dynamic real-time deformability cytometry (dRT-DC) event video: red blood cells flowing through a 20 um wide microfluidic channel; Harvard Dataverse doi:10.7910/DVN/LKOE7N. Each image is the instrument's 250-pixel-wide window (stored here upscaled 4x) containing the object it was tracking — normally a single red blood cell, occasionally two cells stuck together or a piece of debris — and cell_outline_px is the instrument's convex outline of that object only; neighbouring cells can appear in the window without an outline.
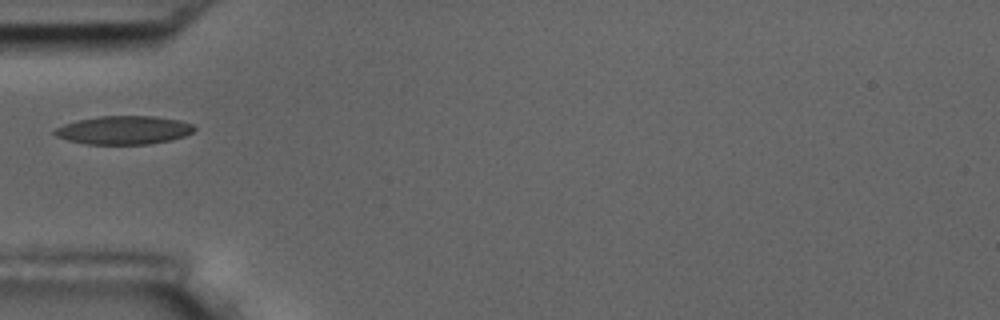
{"species": "common noctule bat (a hibernating species)", "species_latin": "Nyctalus noctula", "temperature_condition": "room temperature", "stored_images_in_passage": 4, "camera_frame_rate_fps": 3000, "um_per_image_px": 0.085, "animal": {"sex": "male", "body_mass_g": 17.5, "forearm_length_mm": 52.3}, "frame": {"image": 1, "passage_image": 1, "time_ms": 0.0, "image_size_px": [1000, 320], "cell_outline_px": [[196, 128], [192, 132], [184, 136], [172, 140], [148, 144], [84, 144], [68, 140], [56, 136], [52, 132], [56, 128], [64, 124], [76, 120], [100, 116], [152, 116], [180, 120], [192, 124]], "centroid_in_image_um": [10.51, 11.06], "position_along_channel_um": 74.5, "area_um2": 23.18}}
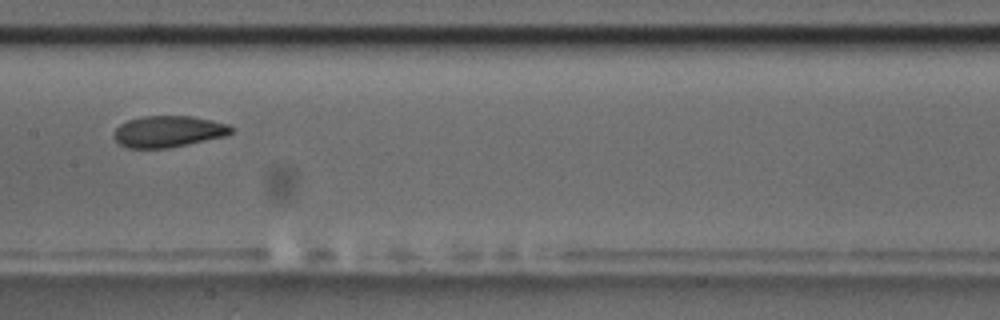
{"frame": {"image": 2, "passage_image": 4, "time_ms": 3.333, "image_size_px": [1000, 320], "cell_outline_px": [[236, 128], [232, 132], [224, 136], [168, 148], [128, 148], [120, 144], [112, 136], [112, 132], [120, 124], [128, 120], [144, 116], [192, 116], [212, 120], [228, 124]], "centroid_in_image_um": [14.29, 11.17], "position_along_channel_um": 193.1, "area_um2": 21.5}}